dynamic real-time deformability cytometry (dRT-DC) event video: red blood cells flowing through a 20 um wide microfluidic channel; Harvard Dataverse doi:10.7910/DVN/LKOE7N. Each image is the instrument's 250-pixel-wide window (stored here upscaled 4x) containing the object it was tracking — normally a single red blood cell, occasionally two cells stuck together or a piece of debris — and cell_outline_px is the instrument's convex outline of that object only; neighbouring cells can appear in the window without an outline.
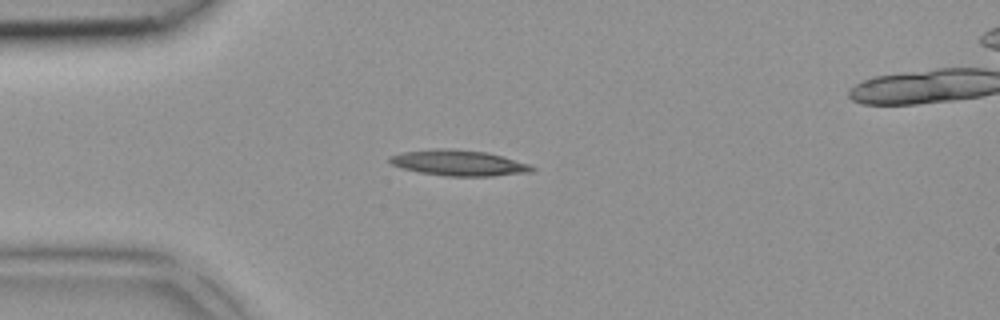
{"species": "common noctule bat (a hibernating species)", "species_latin": "Nyctalus noctula", "temperature_condition": "room temperature", "stored_images_in_passage": 3, "camera_frame_rate_fps": 3000, "um_per_image_px": 0.085, "animal": {"sex": "female", "body_mass_g": 18.4}, "frame": {"image": 1, "passage_image": 2, "time_ms": 0.333, "image_size_px": [1000, 320], "cell_outline_px": [[536, 168], [532, 172], [492, 176], [444, 176], [420, 172], [400, 168], [392, 164], [388, 160], [388, 156], [404, 152], [436, 148], [448, 148], [488, 152], [528, 164]], "centroid_in_image_um": [38.97, 13.85], "position_along_channel_um": 46.0, "area_um2": 21.33}}